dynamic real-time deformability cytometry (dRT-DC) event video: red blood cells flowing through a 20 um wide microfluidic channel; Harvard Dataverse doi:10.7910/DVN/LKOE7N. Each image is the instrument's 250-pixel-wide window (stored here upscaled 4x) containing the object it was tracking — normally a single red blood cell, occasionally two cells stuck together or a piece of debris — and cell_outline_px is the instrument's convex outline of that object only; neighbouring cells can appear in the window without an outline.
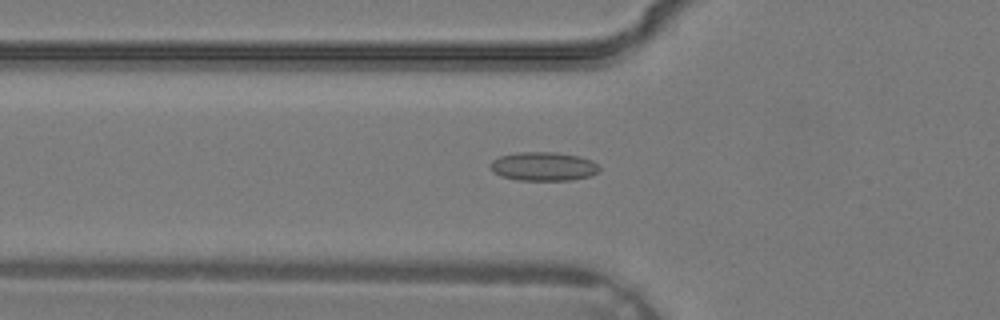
{"species": "common noctule bat (a hibernating species)", "species_latin": "Nyctalus noctula", "temperature_condition": "warm", "stored_images_in_passage": 26, "camera_frame_rate_fps": 3000, "um_per_image_px": 0.085, "animal": {"sex": "male", "body_mass_g": 19.2, "forearm_length_mm": 51.8}, "frame": {"image": 1, "passage_image": 3, "time_ms": 0.667, "image_size_px": [1000, 320], "cell_outline_px": [[600, 172], [592, 176], [572, 180], [516, 180], [500, 176], [492, 172], [488, 164], [492, 160], [500, 156], [516, 152], [556, 152], [580, 156], [592, 160], [600, 168]], "centroid_in_image_um": [46.18, 14.15], "position_along_channel_um": 79.6, "area_um2": 18.67}}
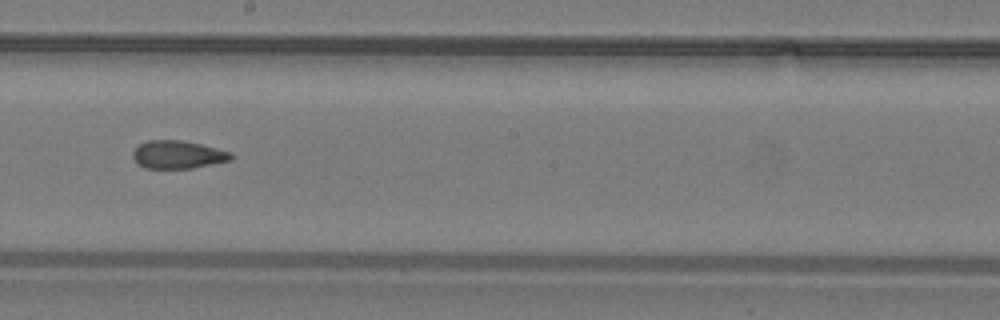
{"frame": {"image": 2, "passage_image": 11, "time_ms": 3.333, "image_size_px": [1000, 320], "cell_outline_px": [[232, 160], [192, 168], [144, 168], [132, 156], [132, 152], [140, 144], [148, 140], [180, 140], [200, 144], [232, 152]], "centroid_in_image_um": [15.13, 13.14], "position_along_channel_um": 233.1, "area_um2": 15.84}}
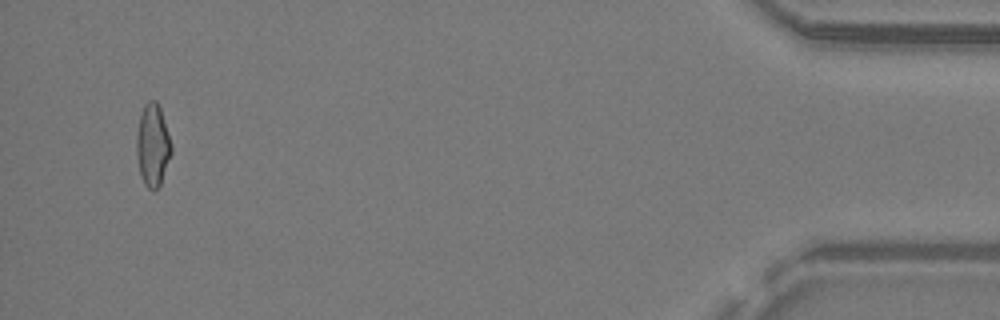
{"frame": {"image": 3, "passage_image": 25, "time_ms": 8.0, "image_size_px": [1000, 320], "cell_outline_px": [[172, 152], [160, 184], [156, 188], [148, 188], [144, 184], [140, 172], [136, 152], [136, 132], [140, 116], [144, 104], [148, 100], [156, 100], [160, 108], [172, 144]], "centroid_in_image_um": [12.97, 12.3], "position_along_channel_um": 422.2, "area_um2": 16.59}}